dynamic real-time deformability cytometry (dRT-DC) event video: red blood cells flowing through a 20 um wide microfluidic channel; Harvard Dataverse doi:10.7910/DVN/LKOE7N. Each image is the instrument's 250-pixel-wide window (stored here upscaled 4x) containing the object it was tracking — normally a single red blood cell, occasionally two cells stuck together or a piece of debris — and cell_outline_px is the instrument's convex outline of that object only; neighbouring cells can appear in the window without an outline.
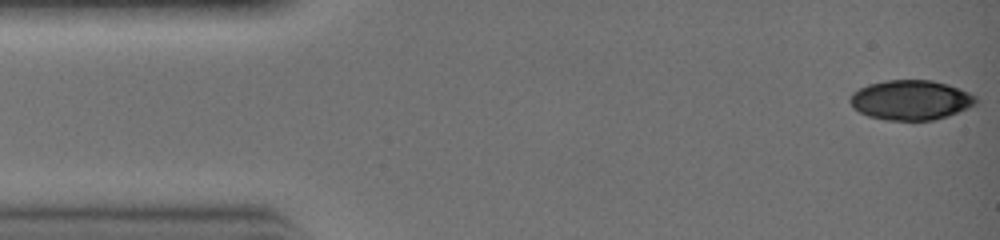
{"species": "common noctule bat (a hibernating species)", "species_latin": "Nyctalus noctula", "temperature_condition": "warm", "stored_images_in_passage": 31, "camera_frame_rate_fps": 3000, "um_per_image_px": 0.085, "animal": {"sex": "female", "body_mass_g": 19.0, "forearm_length_mm": 51.5}, "frame": {"image": 1, "passage_image": 1, "time_ms": 0.0, "image_size_px": [1000, 240], "cell_outline_px": [[976, 104], [968, 108], [932, 120], [884, 120], [868, 116], [852, 108], [848, 100], [852, 92], [868, 84], [888, 80], [932, 80], [948, 84], [968, 92], [976, 96]], "centroid_in_image_um": [77.37, 8.5], "position_along_channel_um": 7.6, "area_um2": 29.13}}
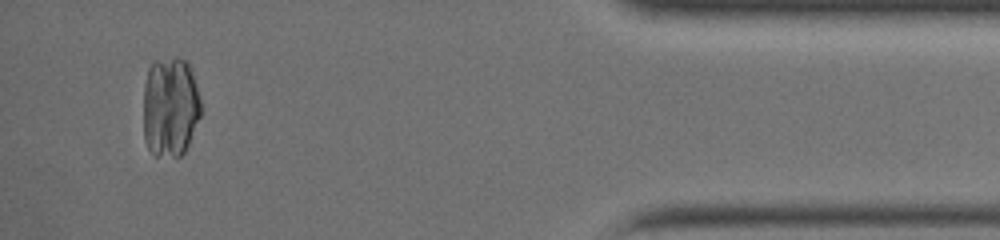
{"frame": {"image": 2, "passage_image": 29, "time_ms": 9.333, "image_size_px": [1000, 240], "cell_outline_px": [[200, 116], [188, 144], [184, 152], [180, 156], [156, 156], [148, 148], [144, 140], [144, 84], [148, 68], [156, 60], [176, 56], [180, 56], [192, 68], [200, 100]], "centroid_in_image_um": [14.46, 9.05], "position_along_channel_um": 420.7, "area_um2": 33.87}}